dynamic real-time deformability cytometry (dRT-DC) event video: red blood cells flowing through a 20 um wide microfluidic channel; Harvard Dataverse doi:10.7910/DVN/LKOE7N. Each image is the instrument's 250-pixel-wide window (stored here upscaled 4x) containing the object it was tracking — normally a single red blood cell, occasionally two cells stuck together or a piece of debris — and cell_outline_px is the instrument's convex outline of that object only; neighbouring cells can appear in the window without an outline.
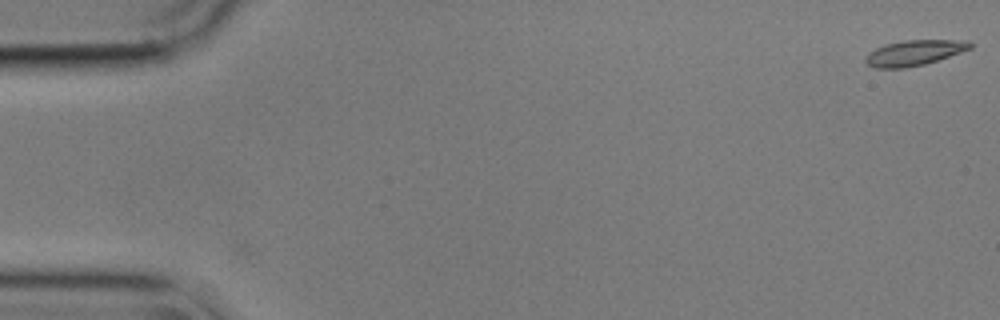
{"species": "common noctule bat (a hibernating species)", "species_latin": "Nyctalus noctula", "temperature_condition": "cold", "stored_images_in_passage": 45, "camera_frame_rate_fps": 3000, "um_per_image_px": 0.085, "animal": {"sex": "male", "body_mass_g": 17.9}, "frame": {"image": 1, "passage_image": 1, "time_ms": 0.0, "image_size_px": [1000, 320], "cell_outline_px": [[972, 48], [924, 64], [904, 68], [876, 68], [868, 64], [864, 60], [868, 52], [884, 44], [904, 40], [968, 40], [972, 44]], "centroid_in_image_um": [77.68, 4.48], "position_along_channel_um": 7.3, "area_um2": 15.37}}
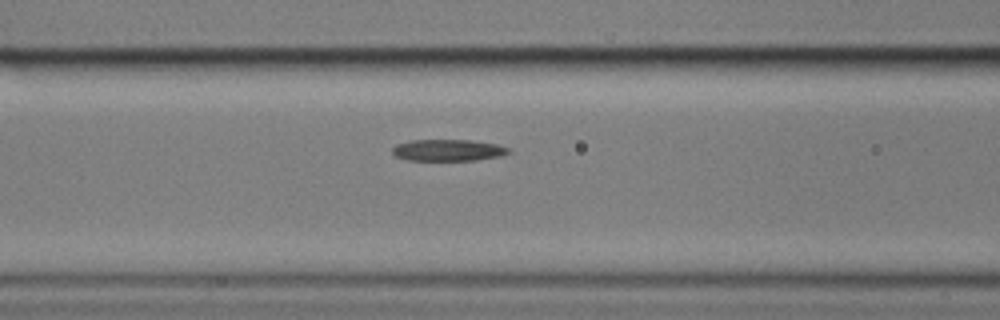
{"frame": {"image": 2, "passage_image": 23, "time_ms": 7.333, "image_size_px": [1000, 320], "cell_outline_px": [[512, 152], [500, 156], [476, 160], [408, 160], [396, 156], [392, 152], [392, 148], [396, 144], [412, 140], [468, 140], [496, 144], [512, 148]], "centroid_in_image_um": [38.12, 12.76], "position_along_channel_um": 128.5, "area_um2": 14.62}}
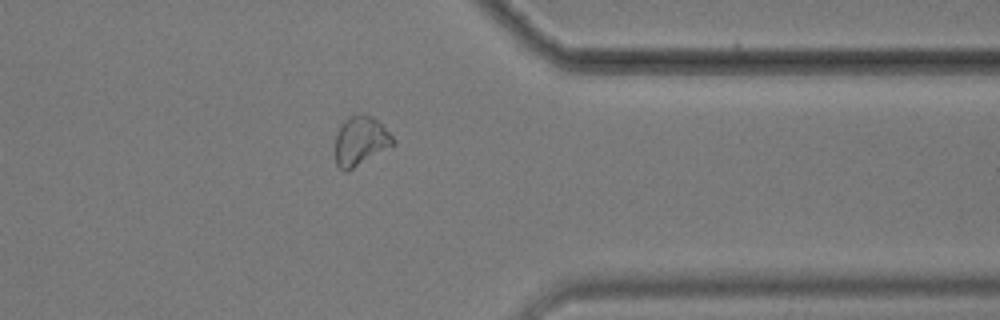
{"frame": {"image": 3, "passage_image": 45, "time_ms": 14.667, "image_size_px": [1000, 320], "cell_outline_px": [[396, 144], [352, 168], [344, 172], [336, 164], [336, 132], [344, 120], [348, 116], [360, 112], [372, 116], [396, 140]], "centroid_in_image_um": [30.64, 11.95], "position_along_channel_um": 380.8, "area_um2": 16.47}, "authors_computed_cell_mechanics": {"area_um2": 15.2014, "velocity_mm_per_s": 3.5683, "shape_relaxation_time_tau1_ms": 6.0411, "shape_relaxation_time_tau2_ms": 4.1148, "deformation_change_tau1": 0.1506, "deformation_change_tau2": 0.1148}}